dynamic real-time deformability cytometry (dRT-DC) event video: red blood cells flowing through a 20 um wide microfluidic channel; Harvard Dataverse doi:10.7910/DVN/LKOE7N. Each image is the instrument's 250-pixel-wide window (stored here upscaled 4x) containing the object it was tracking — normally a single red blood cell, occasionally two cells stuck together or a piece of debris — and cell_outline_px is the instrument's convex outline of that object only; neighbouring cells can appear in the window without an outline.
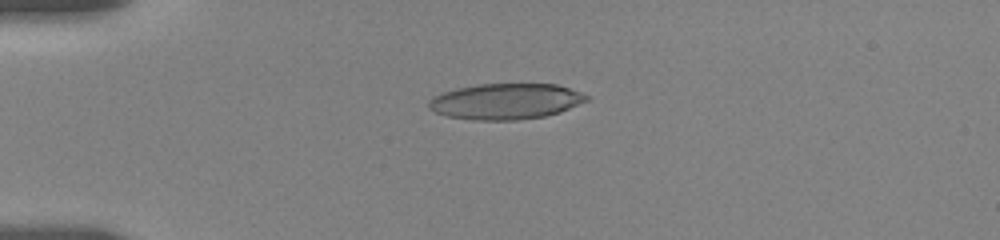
{"species": "human", "species_latin": "Homo sapiens", "temperature_condition": "room temperature", "stored_images_in_passage": 39, "camera_frame_rate_fps": 3000, "um_per_image_px": 0.085, "donor": {"sex": "female"}, "frame": {"image": 1, "passage_image": 5, "time_ms": 4.0, "image_size_px": [1000, 240], "cell_outline_px": [[588, 100], [560, 112], [544, 116], [516, 120], [472, 120], [448, 116], [436, 112], [428, 108], [428, 100], [432, 96], [456, 88], [480, 84], [556, 84], [580, 92], [588, 96]], "centroid_in_image_um": [42.95, 8.62], "position_along_channel_um": 42.0, "area_um2": 32.83}}
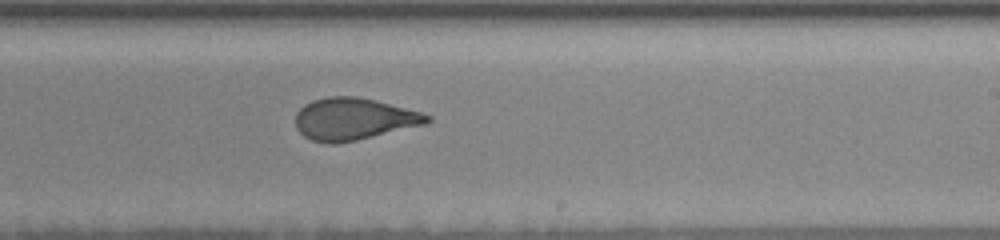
{"frame": {"image": 2, "passage_image": 21, "time_ms": 11.0, "image_size_px": [1000, 240], "cell_outline_px": [[432, 120], [428, 124], [356, 140], [336, 144], [328, 144], [312, 140], [304, 136], [296, 128], [296, 112], [304, 104], [312, 100], [328, 96], [356, 96], [376, 100], [420, 112], [432, 116]], "centroid_in_image_um": [30.07, 10.11], "position_along_channel_um": 258.9, "area_um2": 32.43}}
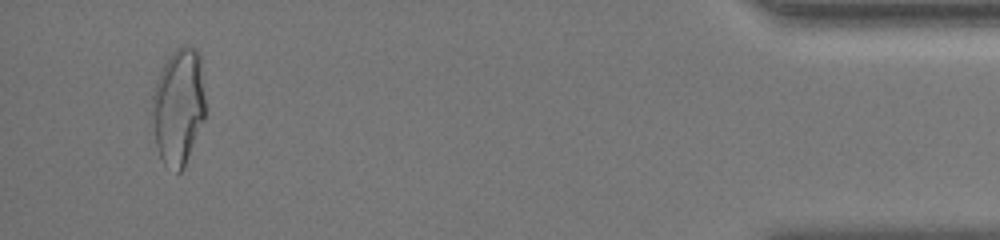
{"frame": {"image": 3, "passage_image": 37, "time_ms": 17.333, "image_size_px": [1000, 240], "cell_outline_px": [[204, 120], [184, 168], [180, 172], [176, 172], [164, 164], [160, 156], [156, 144], [152, 112], [152, 96], [160, 72], [168, 56], [176, 48], [196, 48], [200, 56], [204, 96]], "centroid_in_image_um": [15.17, 9.09], "position_along_channel_um": 420.0, "area_um2": 35.72}, "authors_computed_cell_mechanics": {"area_um2": 32.4836, "velocity_mm_per_s": 3.5668, "shape_relaxation_time_tau1_ms": 4.4988, "shape_relaxation_time_tau2_ms": 1.2067, "deformation_change_tau1": 0.1867, "deformation_change_tau2": 0.0846}}